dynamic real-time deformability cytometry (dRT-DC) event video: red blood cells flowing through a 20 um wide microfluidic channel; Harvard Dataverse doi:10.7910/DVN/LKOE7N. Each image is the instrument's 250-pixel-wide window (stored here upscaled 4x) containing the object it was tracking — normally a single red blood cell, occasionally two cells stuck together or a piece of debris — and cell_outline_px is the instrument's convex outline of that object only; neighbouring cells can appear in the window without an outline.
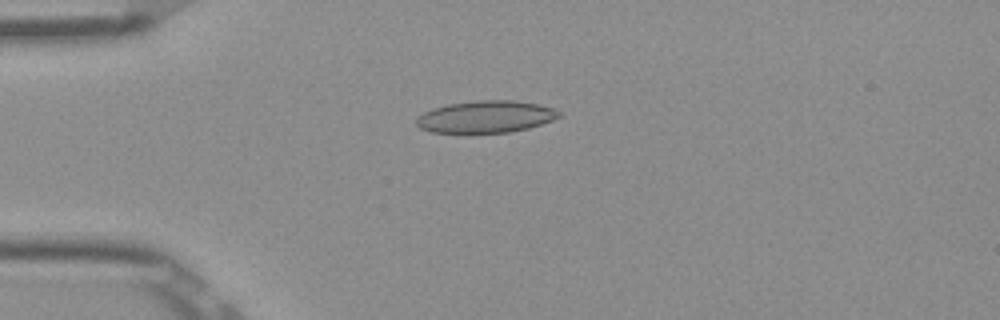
{"species": "Egyptian fruit bat (a non-hibernating species)", "species_latin": "Rousettus aegyptiacus", "temperature_condition": "room temperature", "stored_images_in_passage": 49, "camera_frame_rate_fps": 3000, "um_per_image_px": 0.085, "frame": {"image": 1, "passage_image": 10, "time_ms": 3.0, "image_size_px": [1000, 320], "cell_outline_px": [[560, 116], [552, 120], [528, 128], [512, 132], [464, 136], [432, 132], [420, 128], [416, 124], [416, 116], [432, 108], [448, 104], [476, 100], [516, 100], [540, 104], [552, 108], [560, 112]], "centroid_in_image_um": [41.22, 9.97], "position_along_channel_um": 43.8, "area_um2": 27.74}}
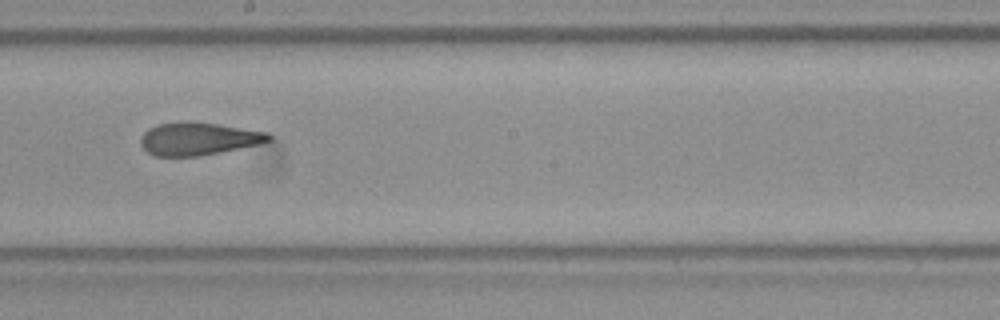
{"frame": {"image": 2, "passage_image": 26, "time_ms": 8.333, "image_size_px": [1000, 320], "cell_outline_px": [[272, 140], [256, 144], [220, 152], [200, 156], [152, 156], [140, 144], [140, 136], [148, 128], [156, 124], [216, 124], [268, 132], [272, 136]], "centroid_in_image_um": [16.84, 11.83], "position_along_channel_um": 231.4, "area_um2": 23.64}}
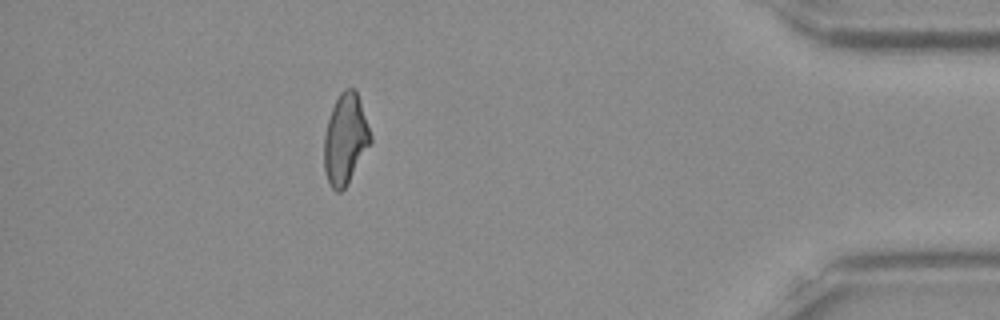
{"frame": {"image": 3, "passage_image": 43, "time_ms": 14.0, "image_size_px": [1000, 320], "cell_outline_px": [[372, 140], [348, 184], [340, 192], [336, 192], [332, 188], [324, 172], [324, 136], [328, 120], [332, 108], [340, 92], [344, 88], [356, 88], [372, 136]], "centroid_in_image_um": [29.35, 11.82], "position_along_channel_um": 405.8, "area_um2": 24.45}, "authors_computed_cell_mechanics": {"area_um2": 25.143, "velocity_mm_per_s": 3.9192, "shape_relaxation_time_tau1_ms": null, "shape_relaxation_time_tau2_ms": 2.0991, "deformation_change_tau1": null, "deformation_change_tau2": 0.1086}}